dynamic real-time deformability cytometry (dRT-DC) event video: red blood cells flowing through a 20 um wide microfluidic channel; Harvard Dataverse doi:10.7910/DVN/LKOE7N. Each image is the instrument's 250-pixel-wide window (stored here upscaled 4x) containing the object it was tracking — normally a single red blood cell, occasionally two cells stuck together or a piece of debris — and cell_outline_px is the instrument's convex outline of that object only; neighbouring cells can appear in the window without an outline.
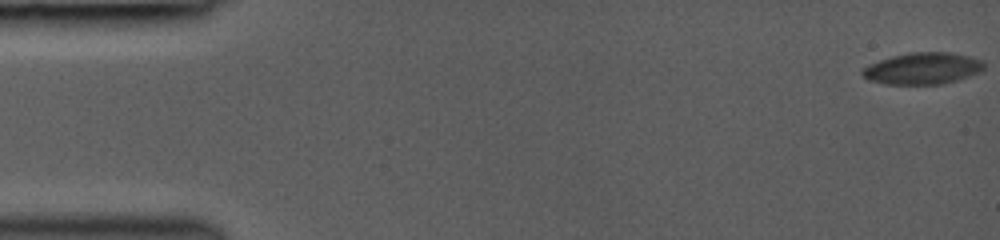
{"species": "common noctule bat (a hibernating species)", "species_latin": "Nyctalus noctula", "temperature_condition": "room temperature", "stored_images_in_passage": 47, "camera_frame_rate_fps": 3000, "um_per_image_px": 0.085, "animal": {"sex": "female", "body_mass_g": 19.0, "forearm_length_mm": 53.3}, "frame": {"image": 1, "passage_image": 1, "time_ms": 0.0, "image_size_px": [1000, 240], "cell_outline_px": [[984, 68], [980, 72], [944, 84], [888, 84], [872, 80], [864, 76], [860, 72], [868, 64], [892, 56], [912, 52], [948, 52], [968, 56], [984, 60]], "centroid_in_image_um": [78.46, 5.81], "position_along_channel_um": 6.5, "area_um2": 22.25}}
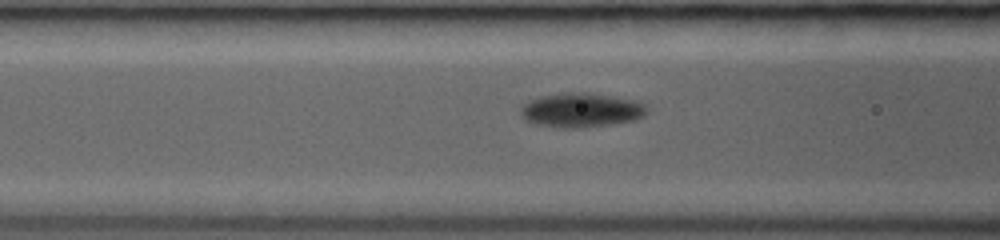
{"frame": {"image": 2, "passage_image": 20, "time_ms": 6.333, "image_size_px": [1000, 240], "cell_outline_px": [[648, 112], [644, 116], [636, 120], [612, 124], [576, 128], [564, 128], [536, 124], [524, 120], [520, 116], [520, 104], [528, 100], [540, 96], [564, 92], [584, 92], [640, 100], [648, 108]], "centroid_in_image_um": [49.39, 9.35], "position_along_channel_um": 117.2, "area_um2": 25.78}}
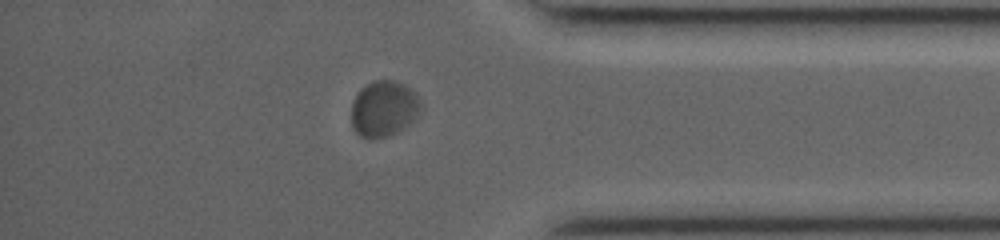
{"frame": {"image": 3, "passage_image": 41, "time_ms": 13.333, "image_size_px": [1000, 240], "cell_outline_px": [[420, 116], [404, 128], [388, 136], [372, 140], [360, 136], [352, 128], [352, 100], [360, 88], [372, 80], [396, 80], [404, 84], [420, 100]], "centroid_in_image_um": [32.6, 9.25], "position_along_channel_um": 402.6, "area_um2": 22.95}, "authors_computed_cell_mechanics": {"area_um2": 22.831, "velocity_mm_per_s": 4.1597, "shape_relaxation_time_tau1_ms": 1.2891, "shape_relaxation_time_tau2_ms": null, "deformation_change_tau1": 0.0761, "deformation_change_tau2": null}}